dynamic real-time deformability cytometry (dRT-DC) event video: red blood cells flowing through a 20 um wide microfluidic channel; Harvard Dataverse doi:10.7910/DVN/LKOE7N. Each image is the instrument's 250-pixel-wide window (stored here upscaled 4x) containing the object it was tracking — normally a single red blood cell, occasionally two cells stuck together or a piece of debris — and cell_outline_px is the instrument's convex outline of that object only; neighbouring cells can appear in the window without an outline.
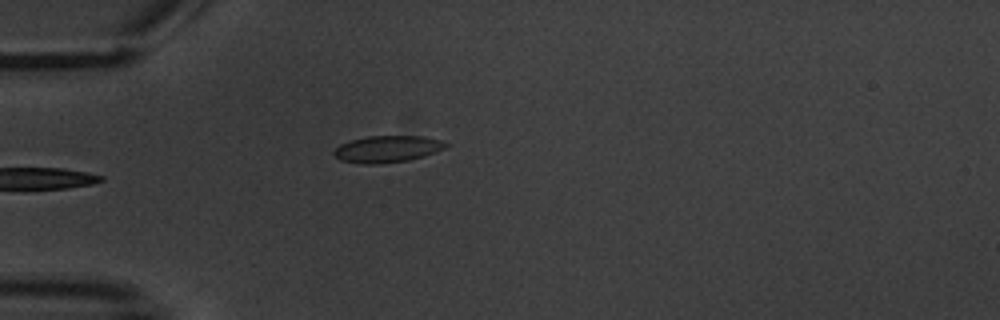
{"species": "common noctule bat (a hibernating species)", "species_latin": "Nyctalus noctula", "temperature_condition": "warm", "stored_images_in_passage": 2, "camera_frame_rate_fps": 3000, "um_per_image_px": 0.085, "animal": {"sex": "male", "body_mass_g": 20.1, "forearm_length_mm": 53.5}, "frame": {"image": 1, "passage_image": 2, "time_ms": 1.333, "image_size_px": [1000, 320], "cell_outline_px": [[448, 144], [444, 148], [436, 152], [424, 156], [408, 160], [376, 164], [360, 164], [340, 160], [332, 152], [340, 144], [352, 140], [368, 136], [424, 136], [440, 140]], "centroid_in_image_um": [32.91, 12.67], "position_along_channel_um": 52.1, "area_um2": 17.34}}